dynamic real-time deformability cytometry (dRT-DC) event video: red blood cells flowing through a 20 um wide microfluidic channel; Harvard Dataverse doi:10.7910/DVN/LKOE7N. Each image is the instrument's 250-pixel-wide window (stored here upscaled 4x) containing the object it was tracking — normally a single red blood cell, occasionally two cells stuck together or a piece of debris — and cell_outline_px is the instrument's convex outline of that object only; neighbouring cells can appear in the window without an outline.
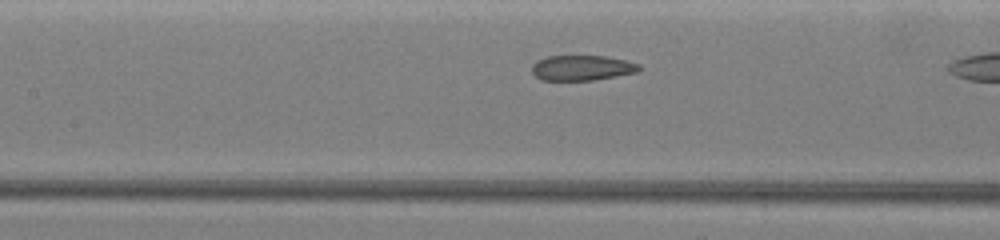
{"species": "common noctule bat (a hibernating species)", "species_latin": "Nyctalus noctula", "temperature_condition": "warm", "stored_images_in_passage": 9, "camera_frame_rate_fps": 3000, "um_per_image_px": 0.085, "animal": {"sex": "female", "body_mass_g": 19.5, "forearm_length_mm": 54.1}, "frame": {"image": 1, "passage_image": 8, "time_ms": 2.333, "image_size_px": [1000, 240], "cell_outline_px": [[644, 68], [636, 72], [592, 80], [540, 80], [532, 72], [532, 64], [536, 60], [548, 56], [604, 56], [624, 60], [640, 64]], "centroid_in_image_um": [49.45, 5.76], "position_along_channel_um": 157.9, "area_um2": 15.72}}